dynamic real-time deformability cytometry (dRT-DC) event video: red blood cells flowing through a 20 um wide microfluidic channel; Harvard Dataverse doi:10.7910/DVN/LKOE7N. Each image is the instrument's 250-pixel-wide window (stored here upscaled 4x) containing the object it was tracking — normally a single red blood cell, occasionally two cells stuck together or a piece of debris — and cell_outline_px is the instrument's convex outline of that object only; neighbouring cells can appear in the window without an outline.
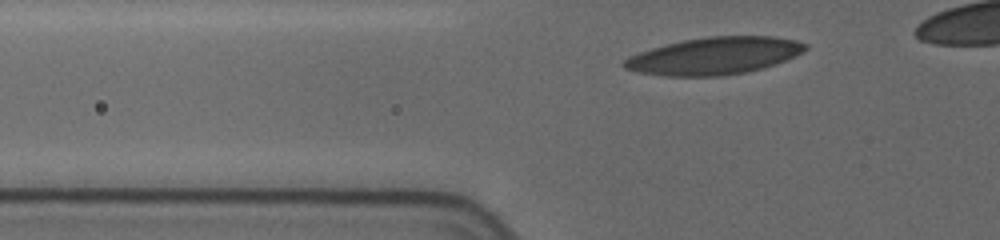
{"species": "human", "species_latin": "Homo sapiens", "temperature_condition": "cold", "stored_images_in_passage": 4, "segment_of_instrument_passage": [2, 2], "camera_frame_rate_fps": 3000, "um_per_image_px": 0.085, "donor": {"sex": "female"}, "frame": {"image": 1, "passage_image": 4, "time_ms": 3.667, "image_size_px": [1000, 240], "cell_outline_px": [[808, 48], [804, 52], [796, 56], [776, 64], [744, 72], [720, 76], [664, 76], [636, 72], [624, 68], [620, 64], [628, 56], [652, 48], [684, 40], [708, 36], [776, 36], [796, 40], [808, 44]], "centroid_in_image_um": [60.73, 4.75], "position_along_channel_um": 65.1, "area_um2": 39.42}}